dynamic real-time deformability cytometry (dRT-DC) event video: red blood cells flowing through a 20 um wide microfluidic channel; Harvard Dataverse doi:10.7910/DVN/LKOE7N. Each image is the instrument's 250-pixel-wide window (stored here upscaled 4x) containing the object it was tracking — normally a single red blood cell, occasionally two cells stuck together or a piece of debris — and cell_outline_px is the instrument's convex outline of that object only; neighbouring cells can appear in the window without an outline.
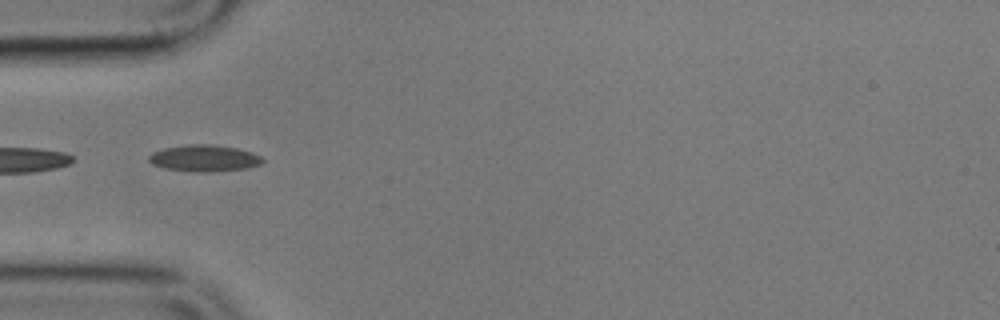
{"species": "common noctule bat (a hibernating species)", "species_latin": "Nyctalus noctula", "temperature_condition": "cold", "stored_images_in_passage": 7, "segment_of_instrument_passage": [2, 2], "camera_frame_rate_fps": 3000, "um_per_image_px": 0.085, "animal": {"sex": "male", "body_mass_g": 17.9}, "frame": {"image": 1, "passage_image": 5, "time_ms": 5.667, "image_size_px": [1000, 320], "cell_outline_px": [[264, 160], [260, 164], [248, 168], [208, 172], [196, 172], [164, 168], [152, 164], [148, 160], [148, 156], [152, 152], [164, 148], [188, 144], [212, 144], [236, 148], [252, 152], [260, 156]], "centroid_in_image_um": [17.34, 13.44], "position_along_channel_um": 67.7, "area_um2": 17.63}}